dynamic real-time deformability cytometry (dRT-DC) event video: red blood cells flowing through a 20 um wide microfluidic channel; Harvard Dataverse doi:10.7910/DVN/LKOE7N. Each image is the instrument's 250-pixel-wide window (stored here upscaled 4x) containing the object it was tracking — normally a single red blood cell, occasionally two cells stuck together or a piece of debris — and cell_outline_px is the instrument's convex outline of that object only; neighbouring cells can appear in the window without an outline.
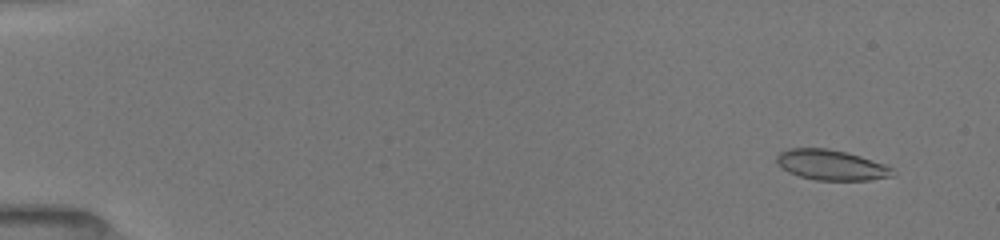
{"species": "common noctule bat (a hibernating species)", "species_latin": "Nyctalus noctula", "temperature_condition": "room temperature", "stored_images_in_passage": 13, "camera_frame_rate_fps": 3000, "um_per_image_px": 0.085, "animal": {"sex": "female", "body_mass_g": 19.5, "forearm_length_mm": 54.1}, "frame": {"image": 1, "passage_image": 4, "time_ms": 1.0, "image_size_px": [1000, 240], "cell_outline_px": [[896, 176], [868, 180], [816, 180], [800, 176], [788, 172], [776, 160], [776, 156], [780, 152], [788, 148], [828, 148], [848, 152], [884, 164], [892, 168], [896, 172]], "centroid_in_image_um": [70.69, 14.02], "position_along_channel_um": 14.3, "area_um2": 20.52}}